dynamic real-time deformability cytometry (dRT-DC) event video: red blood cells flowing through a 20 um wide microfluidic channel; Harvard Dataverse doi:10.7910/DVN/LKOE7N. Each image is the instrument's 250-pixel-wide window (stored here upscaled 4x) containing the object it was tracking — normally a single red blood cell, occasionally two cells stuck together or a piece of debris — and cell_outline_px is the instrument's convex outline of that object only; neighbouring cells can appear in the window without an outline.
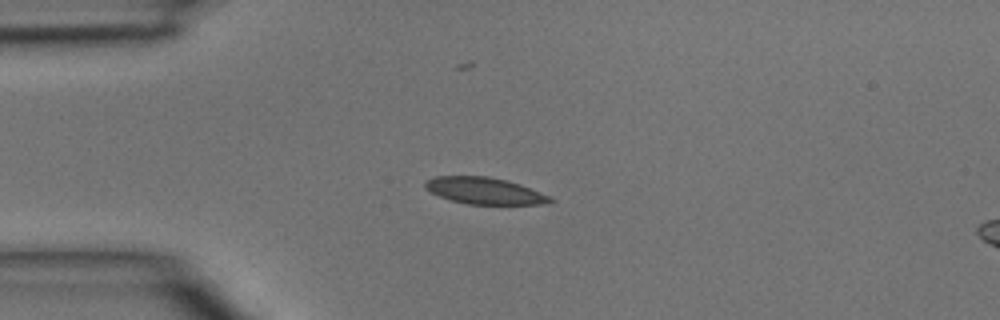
{"species": "common noctule bat (a hibernating species)", "species_latin": "Nyctalus noctula", "temperature_condition": "room temperature", "stored_images_in_passage": 44, "camera_frame_rate_fps": 3000, "um_per_image_px": 0.085, "animal": {"sex": "male", "body_mass_g": 15.6}, "frame": {"image": 1, "passage_image": 11, "time_ms": 3.333, "image_size_px": [1000, 320], "cell_outline_px": [[556, 200], [548, 204], [468, 204], [452, 200], [440, 196], [424, 188], [424, 184], [428, 180], [436, 176], [488, 176], [520, 184], [552, 196]], "centroid_in_image_um": [41.25, 16.22], "position_along_channel_um": 43.8, "area_um2": 19.36}}
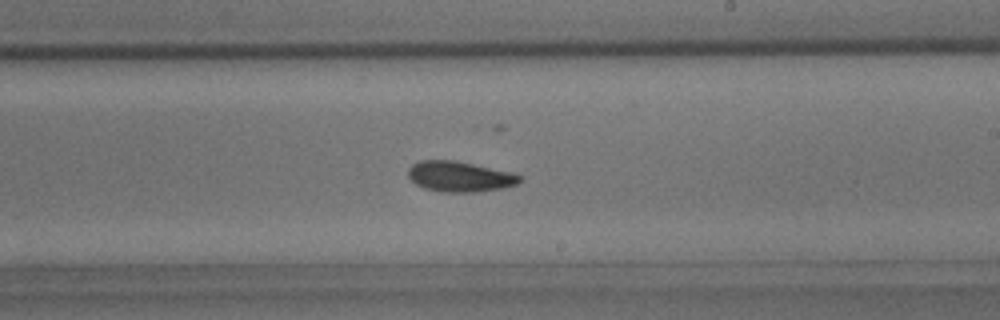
{"frame": {"image": 2, "passage_image": 26, "time_ms": 8.333, "image_size_px": [1000, 320], "cell_outline_px": [[524, 180], [516, 184], [504, 188], [476, 192], [440, 192], [424, 188], [416, 184], [408, 176], [408, 168], [412, 164], [420, 160], [452, 160], [512, 172], [524, 176]], "centroid_in_image_um": [39.1, 15.01], "position_along_channel_um": 249.9, "area_um2": 19.94}}
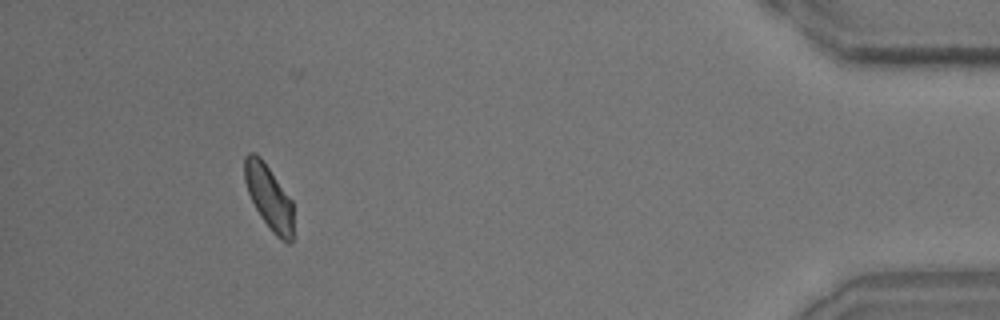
{"frame": {"image": 3, "passage_image": 41, "time_ms": 13.333, "image_size_px": [1000, 320], "cell_outline_px": [[292, 240], [288, 244], [280, 240], [272, 232], [260, 216], [248, 192], [244, 180], [244, 156], [248, 152], [256, 152], [260, 156], [292, 200]], "centroid_in_image_um": [22.84, 16.74], "position_along_channel_um": 412.4, "area_um2": 18.26}}